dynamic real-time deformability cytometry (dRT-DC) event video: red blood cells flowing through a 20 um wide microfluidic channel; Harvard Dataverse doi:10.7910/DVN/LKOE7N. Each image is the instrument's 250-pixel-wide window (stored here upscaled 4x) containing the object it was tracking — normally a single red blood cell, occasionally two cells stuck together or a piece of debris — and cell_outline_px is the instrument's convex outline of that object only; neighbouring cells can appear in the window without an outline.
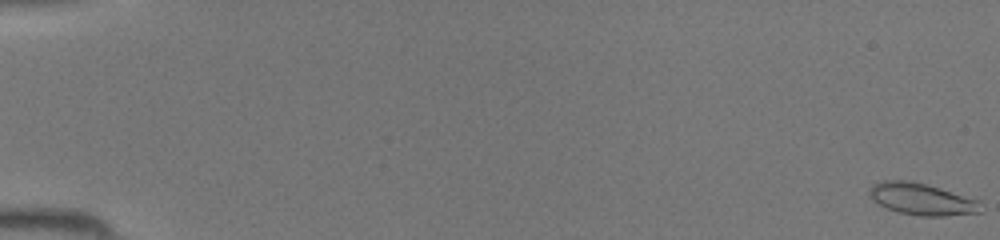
{"species": "common noctule bat (a hibernating species)", "species_latin": "Nyctalus noctula", "temperature_condition": "room temperature", "stored_images_in_passage": 47, "camera_frame_rate_fps": 3000, "um_per_image_px": 0.085, "animal": {"sex": "female", "body_mass_g": 19.5, "forearm_length_mm": 54.1}, "frame": {"image": 1, "passage_image": 1, "time_ms": 0.0, "image_size_px": [1000, 240], "cell_outline_px": [[984, 212], [944, 216], [920, 216], [900, 212], [888, 208], [872, 200], [868, 196], [868, 192], [872, 184], [880, 180], [912, 180], [940, 188], [980, 200]], "centroid_in_image_um": [78.36, 16.91], "position_along_channel_um": 6.6, "area_um2": 20.92}}
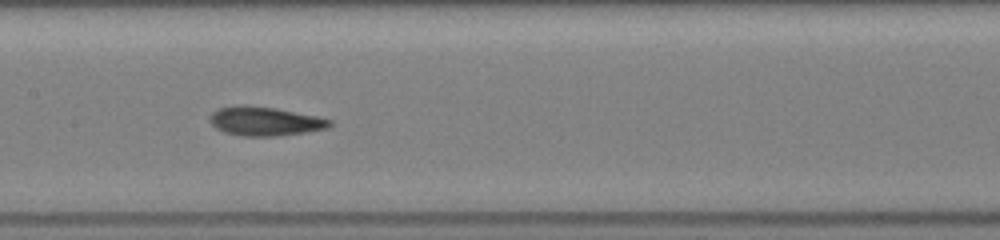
{"frame": {"image": 2, "passage_image": 25, "time_ms": 8.0, "image_size_px": [1000, 240], "cell_outline_px": [[332, 124], [328, 128], [308, 132], [276, 136], [244, 136], [224, 132], [216, 128], [208, 120], [208, 116], [212, 112], [220, 108], [236, 104], [244, 104], [276, 108], [320, 116], [332, 120]], "centroid_in_image_um": [22.52, 10.29], "position_along_channel_um": 184.9, "area_um2": 20.63}}
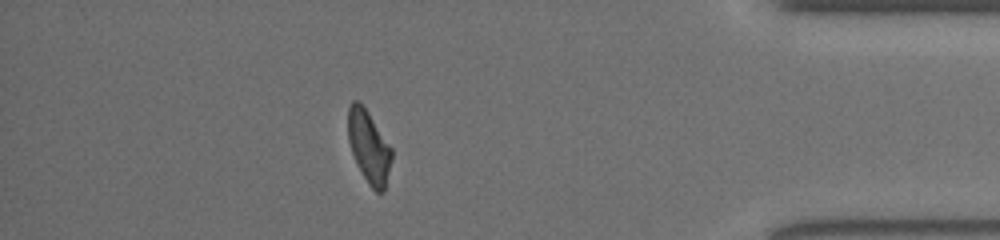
{"frame": {"image": 3, "passage_image": 42, "time_ms": 13.667, "image_size_px": [1000, 240], "cell_outline_px": [[392, 156], [384, 192], [376, 192], [368, 184], [356, 164], [348, 140], [348, 108], [352, 100], [360, 100], [392, 148]], "centroid_in_image_um": [31.34, 12.46], "position_along_channel_um": 403.9, "area_um2": 18.44}}